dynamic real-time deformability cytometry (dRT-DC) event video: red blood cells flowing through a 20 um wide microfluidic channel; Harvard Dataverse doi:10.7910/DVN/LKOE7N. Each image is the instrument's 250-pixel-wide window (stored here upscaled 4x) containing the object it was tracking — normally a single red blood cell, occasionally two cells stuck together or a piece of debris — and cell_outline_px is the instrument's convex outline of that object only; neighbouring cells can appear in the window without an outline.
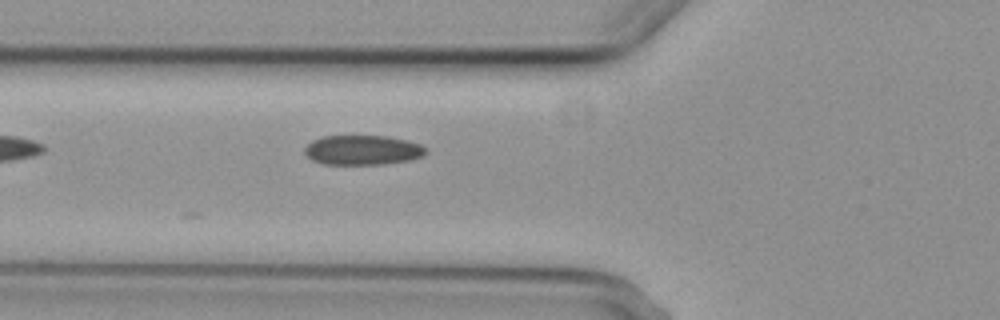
{"species": "common noctule bat (a hibernating species)", "species_latin": "Nyctalus noctula", "temperature_condition": "cold", "stored_images_in_passage": 6, "camera_frame_rate_fps": 3000, "um_per_image_px": 0.085, "animal": {"sex": "female", "body_mass_g": 29.2, "forearm_length_mm": 56.3}, "frame": {"image": 1, "passage_image": 6, "time_ms": 6.0, "image_size_px": [1000, 320], "cell_outline_px": [[428, 152], [424, 156], [408, 160], [384, 164], [324, 164], [312, 160], [304, 152], [304, 148], [312, 140], [320, 136], [388, 136], [408, 140], [420, 144], [428, 148]], "centroid_in_image_um": [30.85, 12.75], "position_along_channel_um": 95.0, "area_um2": 21.15}}